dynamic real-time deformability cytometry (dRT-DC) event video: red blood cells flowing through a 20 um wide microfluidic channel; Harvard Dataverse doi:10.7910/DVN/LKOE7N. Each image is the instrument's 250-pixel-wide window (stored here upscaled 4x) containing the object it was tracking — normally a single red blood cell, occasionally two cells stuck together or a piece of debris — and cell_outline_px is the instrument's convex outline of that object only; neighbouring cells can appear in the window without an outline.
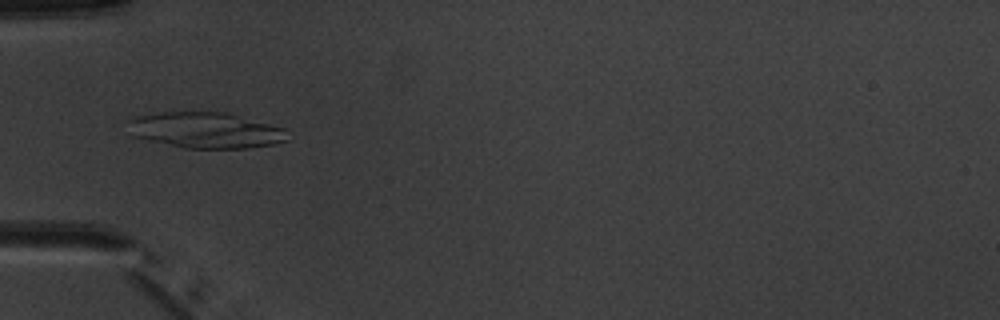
{"species": "common noctule bat (a hibernating species)", "species_latin": "Nyctalus noctula", "temperature_condition": "warm", "stored_images_in_passage": 7, "camera_frame_rate_fps": 3000, "um_per_image_px": 0.085, "animal": {"sex": "male", "body_mass_g": 20.1, "forearm_length_mm": 53.5}, "frame": {"image": 1, "passage_image": 5, "time_ms": 5.0, "image_size_px": [1000, 320], "cell_outline_px": [[288, 140], [276, 144], [248, 148], [184, 148], [148, 140], [132, 136], [124, 120], [136, 116], [156, 112], [224, 112], [284, 128]], "centroid_in_image_um": [17.4, 11.07], "position_along_channel_um": 67.6, "area_um2": 33.47}}
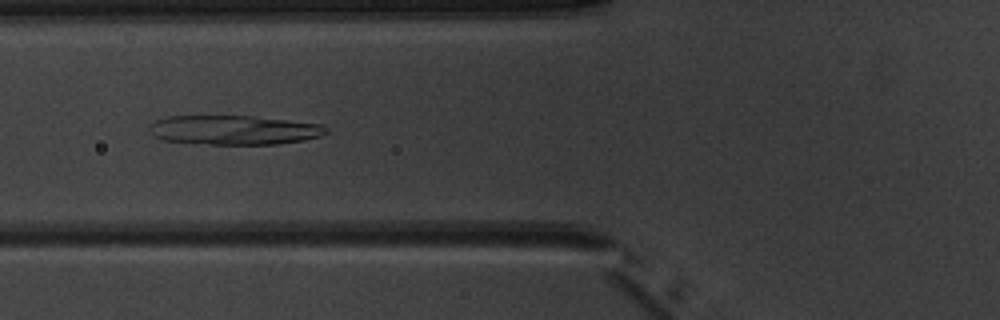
{"frame": {"image": 2, "passage_image": 6, "time_ms": 6.0, "image_size_px": [1000, 320], "cell_outline_px": [[328, 132], [320, 136], [304, 140], [280, 144], [208, 144], [160, 140], [152, 136], [148, 132], [148, 124], [156, 120], [168, 116], [252, 116], [324, 124], [328, 128]], "centroid_in_image_um": [19.85, 11.05], "position_along_channel_um": 105.9, "area_um2": 30.58}}
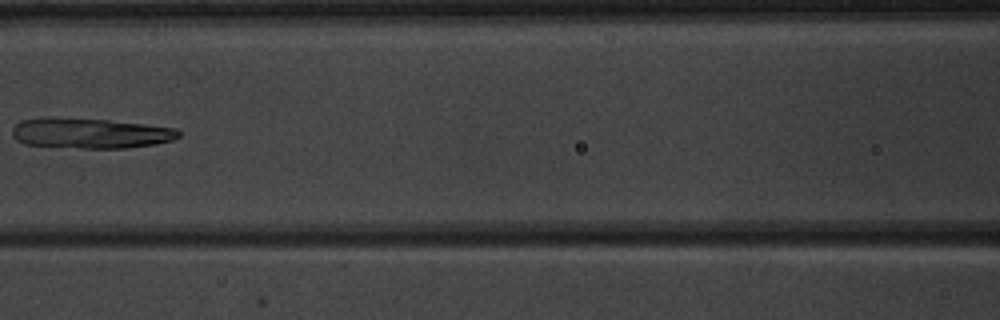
{"frame": {"image": 3, "passage_image": 7, "time_ms": 7.333, "image_size_px": [1000, 320], "cell_outline_px": [[180, 136], [172, 140], [156, 144], [128, 148], [84, 148], [24, 144], [16, 140], [12, 136], [12, 128], [20, 120], [56, 116], [108, 120], [144, 124], [176, 128], [180, 132]], "centroid_in_image_um": [7.65, 11.31], "position_along_channel_um": 159.0, "area_um2": 29.65}}